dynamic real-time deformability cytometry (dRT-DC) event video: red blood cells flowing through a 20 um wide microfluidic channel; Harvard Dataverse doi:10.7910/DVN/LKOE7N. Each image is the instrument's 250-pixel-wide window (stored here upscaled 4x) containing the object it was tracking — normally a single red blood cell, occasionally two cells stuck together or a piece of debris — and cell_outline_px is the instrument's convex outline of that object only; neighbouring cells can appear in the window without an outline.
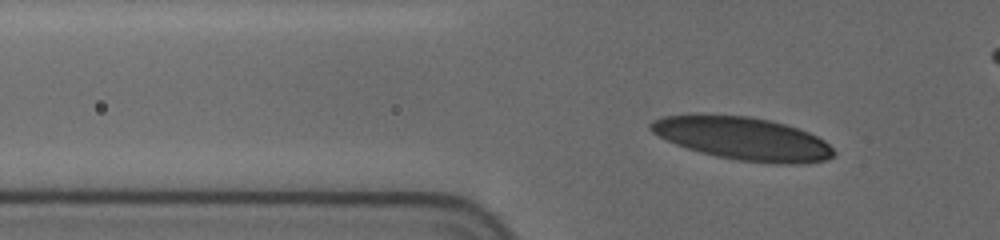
{"species": "human", "species_latin": "Homo sapiens", "temperature_condition": "cold", "stored_images_in_passage": 14, "camera_frame_rate_fps": 3000, "um_per_image_px": 0.085, "donor": {"sex": "female"}, "frame": {"image": 1, "passage_image": 2, "time_ms": 0.333, "image_size_px": [1000, 240], "cell_outline_px": [[836, 156], [824, 160], [800, 164], [776, 164], [740, 160], [716, 156], [700, 152], [676, 144], [652, 132], [648, 128], [648, 124], [652, 120], [664, 116], [748, 116], [768, 120], [784, 124], [808, 132], [824, 140], [836, 152]], "centroid_in_image_um": [63.19, 11.8], "position_along_channel_um": 62.6, "area_um2": 45.03}}
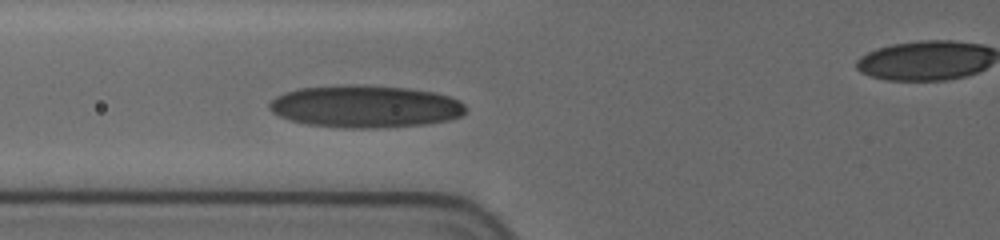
{"frame": {"image": 2, "passage_image": 12, "time_ms": 1.667, "image_size_px": [1000, 240], "cell_outline_px": [[468, 108], [460, 116], [448, 120], [428, 124], [380, 128], [348, 128], [308, 124], [292, 120], [280, 116], [272, 112], [268, 108], [268, 104], [276, 96], [300, 88], [408, 88], [432, 92], [448, 96], [460, 100]], "centroid_in_image_um": [31.11, 9.11], "position_along_channel_um": 94.7, "area_um2": 46.76}}